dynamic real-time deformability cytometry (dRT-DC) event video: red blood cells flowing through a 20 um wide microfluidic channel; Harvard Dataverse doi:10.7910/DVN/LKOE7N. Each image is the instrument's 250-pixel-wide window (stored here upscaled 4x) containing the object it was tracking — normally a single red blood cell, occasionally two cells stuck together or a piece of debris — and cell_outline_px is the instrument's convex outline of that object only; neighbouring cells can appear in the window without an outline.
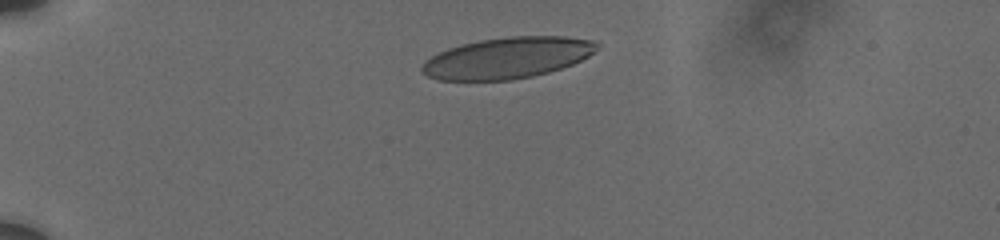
{"species": "human", "species_latin": "Homo sapiens", "temperature_condition": "cold", "stored_images_in_passage": 37, "camera_frame_rate_fps": 3000, "um_per_image_px": 0.085, "donor": {"sex": "male"}, "frame": {"image": 1, "passage_image": 1, "time_ms": 0.0, "image_size_px": [1000, 240], "cell_outline_px": [[600, 48], [588, 56], [572, 64], [548, 72], [532, 76], [512, 80], [436, 80], [420, 72], [420, 68], [432, 56], [448, 48], [480, 40], [508, 36], [564, 36], [596, 40], [600, 44]], "centroid_in_image_um": [43.16, 4.91], "position_along_channel_um": 41.8, "area_um2": 41.96}}
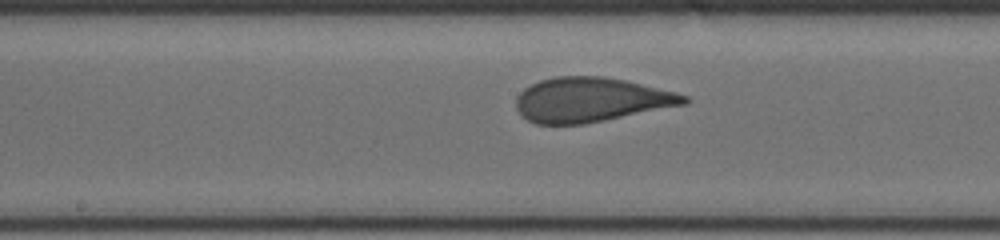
{"frame": {"image": 2, "passage_image": 22, "time_ms": 5.667, "image_size_px": [1000, 240], "cell_outline_px": [[692, 100], [688, 104], [584, 124], [536, 124], [528, 120], [516, 108], [516, 96], [524, 88], [540, 80], [556, 76], [604, 76], [624, 80], [676, 92], [688, 96]], "centroid_in_image_um": [50.25, 8.48], "position_along_channel_um": 197.9, "area_um2": 43.58}}
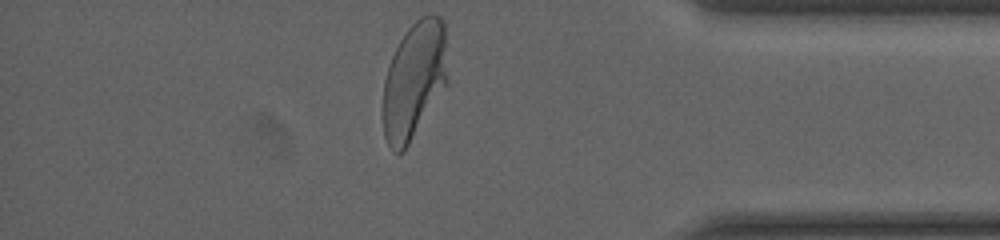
{"frame": {"image": 3, "passage_image": 37, "time_ms": 11.667, "image_size_px": [1000, 240], "cell_outline_px": [[448, 84], [404, 152], [392, 152], [384, 136], [384, 80], [392, 56], [400, 40], [408, 28], [420, 16], [428, 12], [432, 12], [440, 16], [444, 24], [448, 80]], "centroid_in_image_um": [35.23, 6.81], "position_along_channel_um": 400.0, "area_um2": 44.39}, "authors_computed_cell_mechanics": {"area_um2": 43.6968, "velocity_mm_per_s": 3.71, "shape_relaxation_time_tau1_ms": 5.4974, "shape_relaxation_time_tau2_ms": null, "deformation_change_tau1": 0.1911, "deformation_change_tau2": null}}